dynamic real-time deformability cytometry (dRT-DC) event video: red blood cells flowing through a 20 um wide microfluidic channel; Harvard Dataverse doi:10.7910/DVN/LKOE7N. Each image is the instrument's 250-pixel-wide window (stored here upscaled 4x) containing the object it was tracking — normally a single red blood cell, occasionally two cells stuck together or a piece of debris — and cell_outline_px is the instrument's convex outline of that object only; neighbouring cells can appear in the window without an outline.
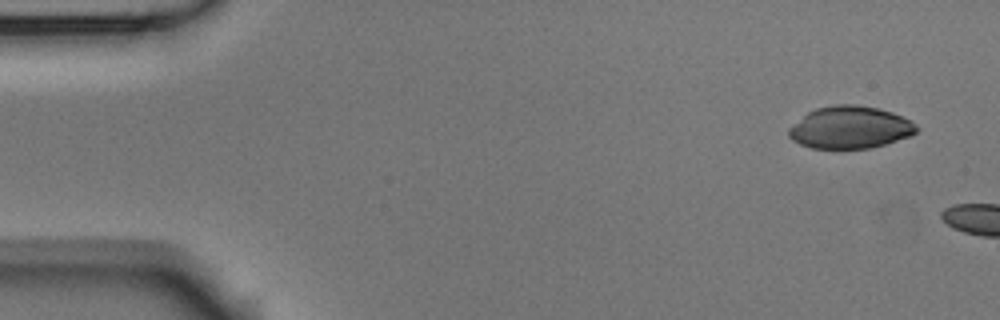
{"species": "Egyptian fruit bat (a non-hibernating species)", "species_latin": "Rousettus aegyptiacus", "temperature_condition": "room temperature", "stored_images_in_passage": 2, "segment_of_instrument_passage": [2, 2], "camera_frame_rate_fps": 3000, "um_per_image_px": 0.085, "animal": {"sex": "male"}, "frame": {"image": 1, "passage_image": 2, "time_ms": 0.333, "image_size_px": [1000, 320], "cell_outline_px": [[920, 128], [912, 136], [872, 148], [812, 148], [800, 144], [792, 140], [788, 136], [788, 128], [808, 112], [816, 108], [836, 104], [856, 104], [880, 108], [892, 112], [912, 120]], "centroid_in_image_um": [72.29, 10.82], "position_along_channel_um": 12.7, "area_um2": 31.79}}